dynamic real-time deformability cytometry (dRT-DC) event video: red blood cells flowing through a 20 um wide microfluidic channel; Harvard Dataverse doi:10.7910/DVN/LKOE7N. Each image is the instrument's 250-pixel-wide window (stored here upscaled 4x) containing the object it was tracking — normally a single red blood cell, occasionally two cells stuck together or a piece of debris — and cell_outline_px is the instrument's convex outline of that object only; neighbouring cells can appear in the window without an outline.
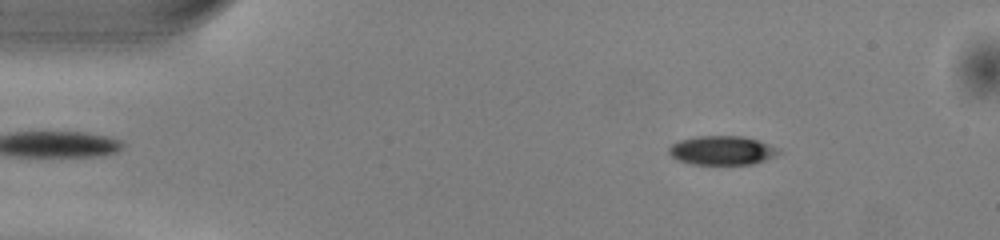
{"species": "common noctule bat (a hibernating species)", "species_latin": "Nyctalus noctula", "temperature_condition": "warm", "stored_images_in_passage": 45, "camera_frame_rate_fps": 3000, "um_per_image_px": 0.085, "animal": {"sex": "male", "body_mass_g": 13.0, "forearm_length_mm": 53.1}, "frame": {"image": 1, "passage_image": 2, "time_ms": 0.333, "image_size_px": [1000, 240], "cell_outline_px": [[784, 152], [776, 156], [752, 164], [692, 164], [680, 160], [672, 156], [668, 152], [668, 148], [672, 144], [680, 140], [696, 136], [744, 136], [780, 148]], "centroid_in_image_um": [61.41, 12.78], "position_along_channel_um": 23.6, "area_um2": 18.55}}
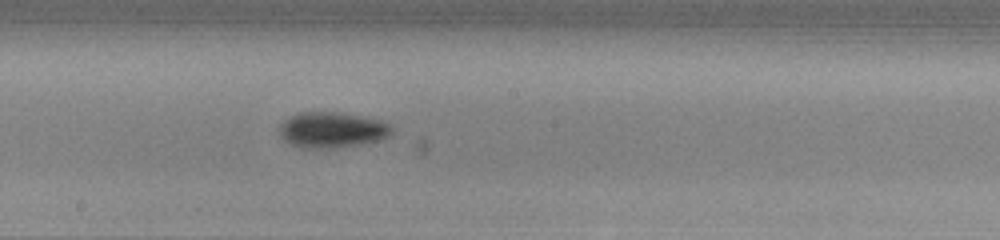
{"frame": {"image": 2, "passage_image": 22, "time_ms": 7.0, "image_size_px": [1000, 240], "cell_outline_px": [[396, 128], [388, 136], [380, 140], [360, 144], [336, 148], [308, 148], [292, 144], [284, 140], [280, 136], [280, 124], [288, 116], [300, 112], [340, 112], [364, 116], [380, 120], [392, 124]], "centroid_in_image_um": [28.27, 11.02], "position_along_channel_um": 219.9, "area_um2": 23.64}}
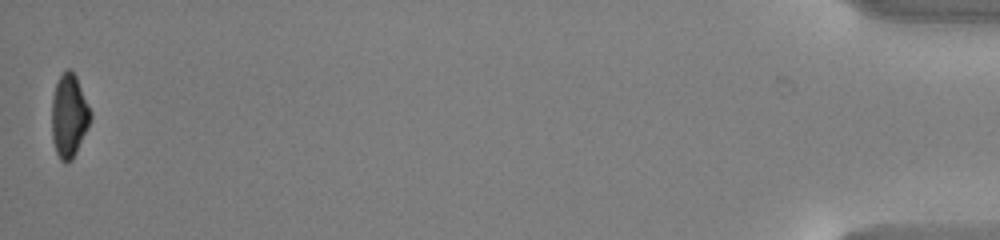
{"frame": {"image": 3, "passage_image": 45, "time_ms": 14.667, "image_size_px": [1000, 240], "cell_outline_px": [[92, 116], [88, 128], [72, 160], [68, 164], [64, 164], [60, 160], [56, 152], [52, 140], [52, 96], [56, 84], [60, 76], [68, 68], [76, 76], [92, 112]], "centroid_in_image_um": [5.87, 9.89], "position_along_channel_um": 429.3, "area_um2": 18.9}, "authors_computed_cell_mechanics": {"area_um2": 20.6924, "velocity_mm_per_s": 4.0506, "shape_relaxation_time_tau1_ms": 2.3005, "shape_relaxation_time_tau2_ms": null, "deformation_change_tau1": 0.1269, "deformation_change_tau2": null}}